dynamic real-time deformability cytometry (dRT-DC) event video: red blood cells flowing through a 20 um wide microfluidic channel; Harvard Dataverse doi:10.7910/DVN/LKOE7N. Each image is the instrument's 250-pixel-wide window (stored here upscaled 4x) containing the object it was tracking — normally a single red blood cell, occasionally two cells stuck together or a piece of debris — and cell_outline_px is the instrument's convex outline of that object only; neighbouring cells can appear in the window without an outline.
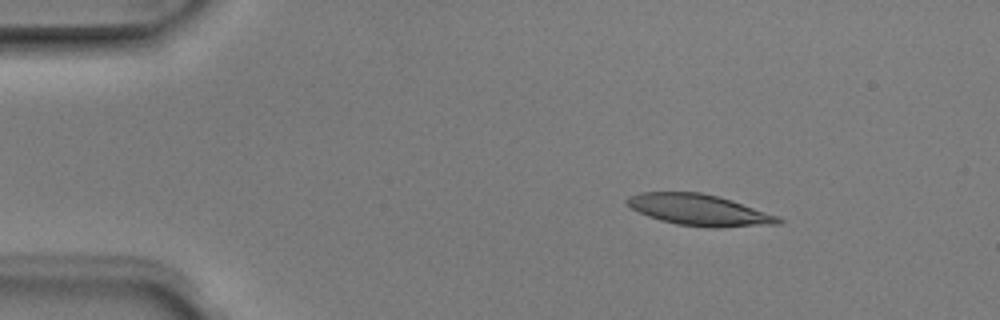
{"species": "Egyptian fruit bat (a non-hibernating species)", "species_latin": "Rousettus aegyptiacus", "temperature_condition": "room temperature", "stored_images_in_passage": 5, "camera_frame_rate_fps": 3000, "um_per_image_px": 0.085, "animal": {"sex": "male"}, "frame": {"image": 1, "passage_image": 2, "time_ms": 0.333, "image_size_px": [1000, 320], "cell_outline_px": [[784, 220], [780, 224], [720, 228], [708, 228], [676, 224], [660, 220], [648, 216], [632, 208], [624, 200], [628, 196], [640, 192], [700, 192], [716, 196], [780, 216]], "centroid_in_image_um": [59.45, 17.86], "position_along_channel_um": 25.6, "area_um2": 27.51}}